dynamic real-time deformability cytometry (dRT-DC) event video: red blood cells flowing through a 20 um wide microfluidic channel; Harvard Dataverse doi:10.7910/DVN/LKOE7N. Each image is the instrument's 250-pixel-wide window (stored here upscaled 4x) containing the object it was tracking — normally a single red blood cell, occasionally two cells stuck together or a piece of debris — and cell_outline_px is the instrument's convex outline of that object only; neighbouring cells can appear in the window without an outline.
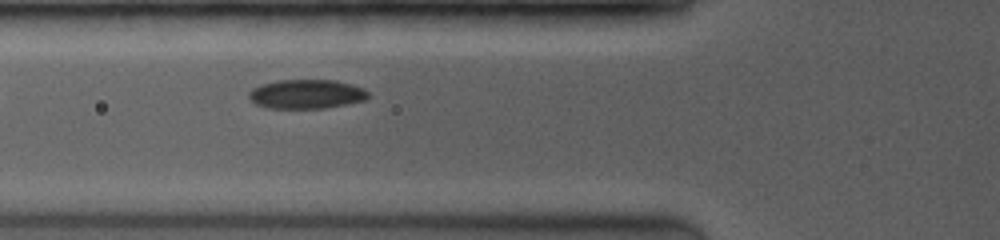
{"species": "common noctule bat (a hibernating species)", "species_latin": "Nyctalus noctula", "temperature_condition": "room temperature", "stored_images_in_passage": 5, "camera_frame_rate_fps": 3500, "um_per_image_px": 0.085, "animal": {"sex": "female", "body_mass_g": 19.0, "forearm_length_mm": 53.3}, "frame": {"image": 1, "passage_image": 5, "time_ms": 2.286, "image_size_px": [1000, 240], "cell_outline_px": [[368, 96], [364, 100], [324, 108], [268, 108], [256, 104], [248, 96], [248, 92], [252, 88], [260, 84], [276, 80], [336, 80], [352, 84], [364, 88], [368, 92]], "centroid_in_image_um": [26.02, 7.98], "position_along_channel_um": 99.8, "area_um2": 20.29}}